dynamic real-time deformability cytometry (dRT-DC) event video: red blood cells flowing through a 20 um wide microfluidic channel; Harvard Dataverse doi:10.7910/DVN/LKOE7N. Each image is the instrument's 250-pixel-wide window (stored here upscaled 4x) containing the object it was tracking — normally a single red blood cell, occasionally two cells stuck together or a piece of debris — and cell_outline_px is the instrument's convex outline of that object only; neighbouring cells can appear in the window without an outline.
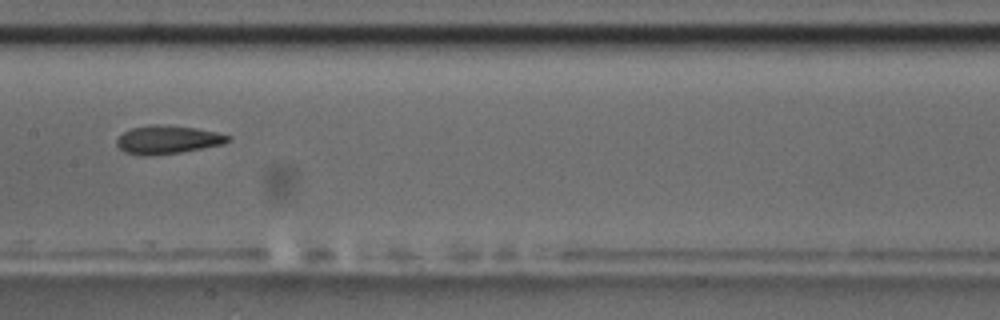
{"species": "common noctule bat (a hibernating species)", "species_latin": "Nyctalus noctula", "temperature_condition": "room temperature", "stored_images_in_passage": 7, "camera_frame_rate_fps": 3000, "um_per_image_px": 0.085, "animal": {"sex": "male", "body_mass_g": 17.5, "forearm_length_mm": 52.3}, "frame": {"image": 1, "passage_image": 6, "time_ms": 6.667, "image_size_px": [1000, 320], "cell_outline_px": [[232, 140], [224, 144], [180, 152], [148, 156], [144, 156], [124, 152], [116, 144], [116, 140], [124, 132], [132, 128], [148, 124], [160, 124], [196, 128], [216, 132], [232, 136]], "centroid_in_image_um": [14.26, 11.87], "position_along_channel_um": 193.1, "area_um2": 18.44}}